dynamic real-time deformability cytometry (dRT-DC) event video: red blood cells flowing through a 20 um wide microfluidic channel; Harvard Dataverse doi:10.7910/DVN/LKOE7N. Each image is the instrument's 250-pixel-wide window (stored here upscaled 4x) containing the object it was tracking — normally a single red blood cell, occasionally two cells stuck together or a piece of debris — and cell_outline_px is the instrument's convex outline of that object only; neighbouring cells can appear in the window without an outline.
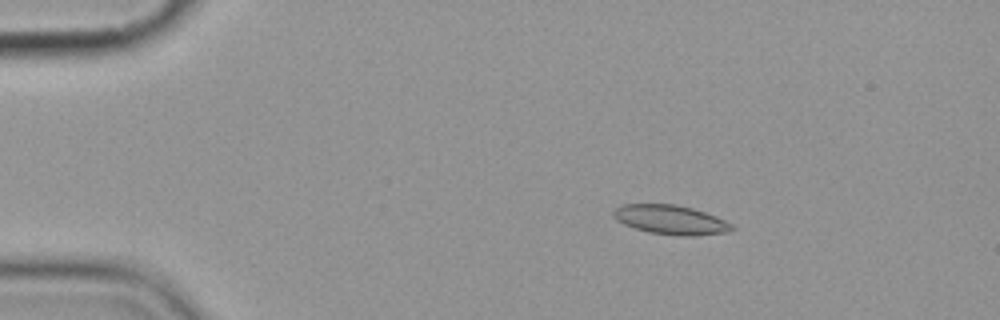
{"species": "common noctule bat (a hibernating species)", "species_latin": "Nyctalus noctula", "temperature_condition": "cold", "stored_images_in_passage": 5, "camera_frame_rate_fps": 3000, "um_per_image_px": 0.085, "animal": {"sex": "female", "body_mass_g": 19.9}, "frame": {"image": 1, "passage_image": 3, "time_ms": 2.0, "image_size_px": [1000, 320], "cell_outline_px": [[736, 228], [728, 232], [696, 236], [680, 236], [648, 232], [624, 224], [616, 220], [612, 216], [612, 212], [620, 204], [676, 204], [692, 208], [716, 216], [732, 224]], "centroid_in_image_um": [57.01, 18.68], "position_along_channel_um": 28.0, "area_um2": 20.35}}